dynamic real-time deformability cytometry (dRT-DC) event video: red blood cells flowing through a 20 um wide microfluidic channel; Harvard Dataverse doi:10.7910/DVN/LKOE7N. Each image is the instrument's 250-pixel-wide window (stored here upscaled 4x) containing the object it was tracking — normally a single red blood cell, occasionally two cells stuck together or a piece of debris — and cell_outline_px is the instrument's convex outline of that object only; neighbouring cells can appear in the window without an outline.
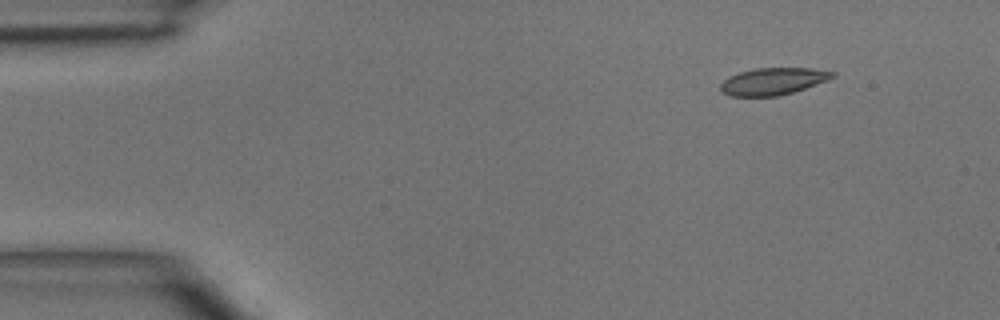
{"species": "common noctule bat (a hibernating species)", "species_latin": "Nyctalus noctula", "temperature_condition": "room temperature", "stored_images_in_passage": 5, "camera_frame_rate_fps": 3000, "um_per_image_px": 0.085, "animal": {"sex": "male", "body_mass_g": 15.6}, "frame": {"image": 1, "passage_image": 1, "time_ms": 0.0, "image_size_px": [1000, 320], "cell_outline_px": [[836, 76], [828, 80], [792, 92], [776, 96], [732, 96], [720, 92], [720, 84], [728, 76], [740, 72], [756, 68], [812, 68], [836, 72]], "centroid_in_image_um": [65.69, 6.9], "position_along_channel_um": 19.3, "area_um2": 17.63}}
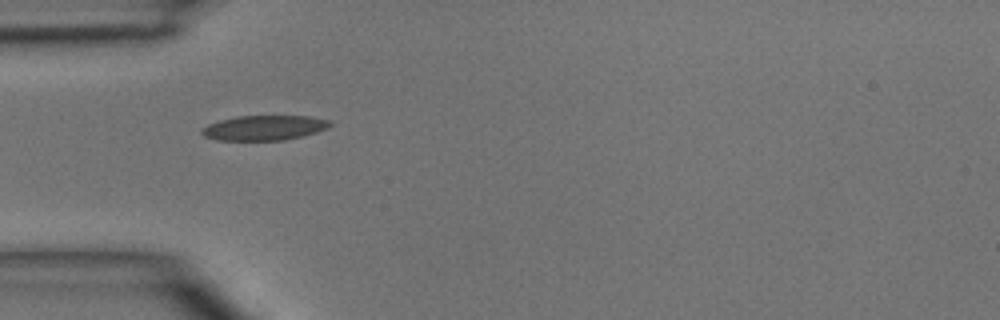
{"frame": {"image": 2, "passage_image": 3, "time_ms": 3.0, "image_size_px": [1000, 320], "cell_outline_px": [[332, 124], [328, 128], [304, 136], [284, 140], [216, 140], [204, 136], [200, 132], [200, 128], [208, 124], [220, 120], [236, 116], [308, 116], [332, 120]], "centroid_in_image_um": [22.46, 10.86], "position_along_channel_um": 62.5, "area_um2": 18.79}}
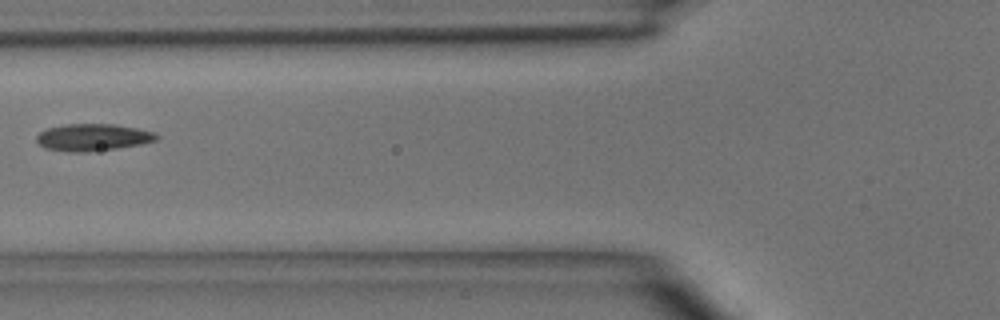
{"frame": {"image": 3, "passage_image": 4, "time_ms": 4.333, "image_size_px": [1000, 320], "cell_outline_px": [[160, 136], [156, 140], [140, 144], [116, 148], [84, 152], [68, 152], [44, 148], [36, 140], [36, 136], [40, 132], [48, 128], [64, 124], [116, 124], [156, 132]], "centroid_in_image_um": [7.89, 11.67], "position_along_channel_um": 117.9, "area_um2": 18.9}}